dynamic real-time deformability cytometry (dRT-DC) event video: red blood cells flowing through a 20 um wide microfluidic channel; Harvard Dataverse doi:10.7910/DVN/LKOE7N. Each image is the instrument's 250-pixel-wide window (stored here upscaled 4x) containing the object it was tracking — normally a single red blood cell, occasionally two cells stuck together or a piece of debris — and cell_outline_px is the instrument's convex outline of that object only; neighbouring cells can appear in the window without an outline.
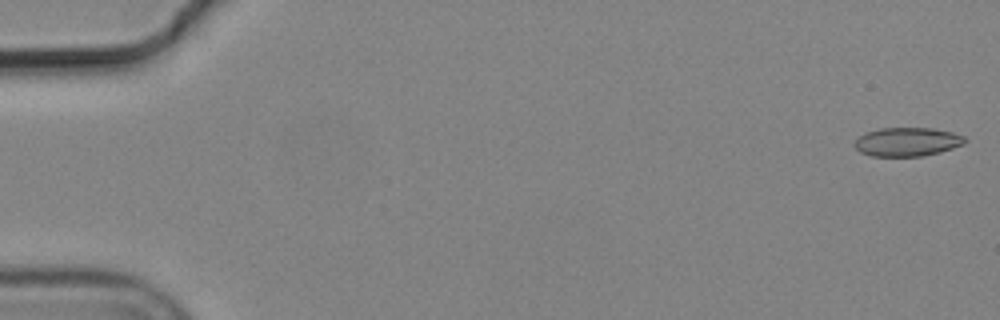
{"species": "common noctule bat (a hibernating species)", "species_latin": "Nyctalus noctula", "temperature_condition": "cold", "stored_images_in_passage": 4, "camera_frame_rate_fps": 3000, "um_per_image_px": 0.085, "animal": {"sex": "male", "body_mass_g": 19.2, "forearm_length_mm": 51.8}, "frame": {"image": 1, "passage_image": 1, "time_ms": 0.0, "image_size_px": [1000, 320], "cell_outline_px": [[968, 140], [964, 144], [940, 152], [920, 156], [872, 156], [860, 152], [852, 144], [864, 132], [880, 128], [932, 128], [952, 132], [964, 136]], "centroid_in_image_um": [77.11, 12.05], "position_along_channel_um": 7.9, "area_um2": 18.55}}